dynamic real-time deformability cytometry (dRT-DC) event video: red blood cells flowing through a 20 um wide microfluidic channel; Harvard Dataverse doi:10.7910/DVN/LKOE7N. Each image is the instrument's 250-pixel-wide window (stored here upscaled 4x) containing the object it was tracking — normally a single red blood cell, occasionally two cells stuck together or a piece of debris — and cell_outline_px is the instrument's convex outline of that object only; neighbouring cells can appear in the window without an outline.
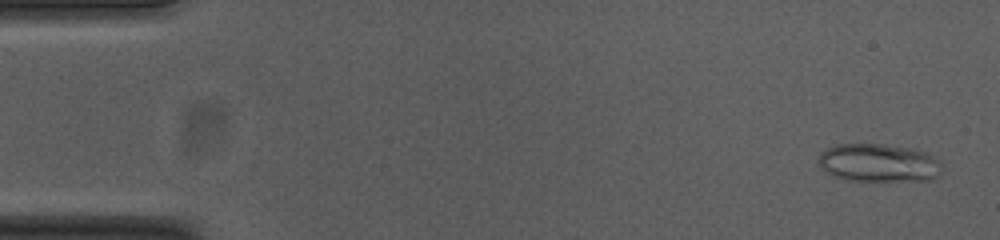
{"species": "common noctule bat (a hibernating species)", "species_latin": "Nyctalus noctula", "temperature_condition": "cold", "stored_images_in_passage": 53, "camera_frame_rate_fps": 3000, "um_per_image_px": 0.085, "animal": {"sex": "female", "body_mass_g": 23.0, "forearm_length_mm": 53.4}, "frame": {"image": 1, "passage_image": 2, "time_ms": 0.333, "image_size_px": [1000, 240], "cell_outline_px": [[940, 172], [932, 180], [852, 180], [836, 176], [828, 172], [820, 164], [820, 152], [836, 144], [884, 144], [908, 148], [924, 152], [936, 160], [940, 164]], "centroid_in_image_um": [74.68, 13.83], "position_along_channel_um": 10.3, "area_um2": 26.65}}
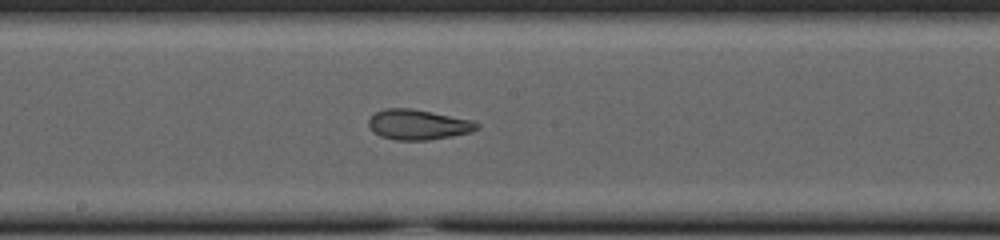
{"frame": {"image": 2, "passage_image": 28, "time_ms": 9.0, "image_size_px": [1000, 240], "cell_outline_px": [[480, 128], [472, 132], [452, 136], [428, 140], [396, 140], [380, 136], [372, 132], [368, 124], [368, 120], [376, 112], [384, 108], [412, 108], [472, 120], [480, 124]], "centroid_in_image_um": [35.54, 10.59], "position_along_channel_um": 212.7, "area_um2": 19.19}}
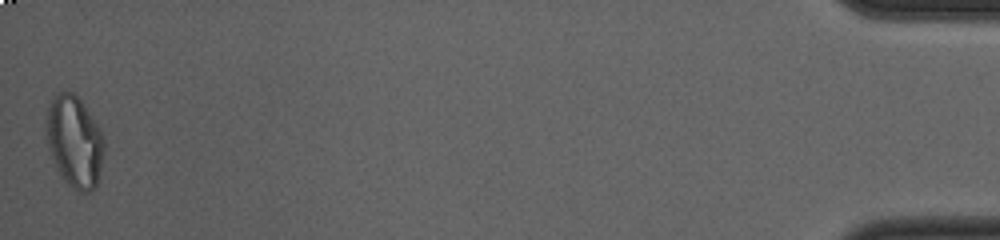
{"frame": {"image": 3, "passage_image": 53, "time_ms": 17.333, "image_size_px": [1000, 240], "cell_outline_px": [[104, 152], [96, 184], [88, 192], [80, 192], [72, 188], [64, 180], [56, 164], [48, 144], [48, 108], [52, 100], [60, 92], [72, 92], [80, 100], [100, 128], [104, 140]], "centroid_in_image_um": [6.37, 12.04], "position_along_channel_um": 428.8, "area_um2": 29.71}, "authors_computed_cell_mechanics": {"area_um2": 22.7732, "velocity_mm_per_s": 3.7645, "shape_relaxation_time_tau1_ms": null, "shape_relaxation_time_tau2_ms": 2.1823, "deformation_change_tau1": null, "deformation_change_tau2": 0.099}}